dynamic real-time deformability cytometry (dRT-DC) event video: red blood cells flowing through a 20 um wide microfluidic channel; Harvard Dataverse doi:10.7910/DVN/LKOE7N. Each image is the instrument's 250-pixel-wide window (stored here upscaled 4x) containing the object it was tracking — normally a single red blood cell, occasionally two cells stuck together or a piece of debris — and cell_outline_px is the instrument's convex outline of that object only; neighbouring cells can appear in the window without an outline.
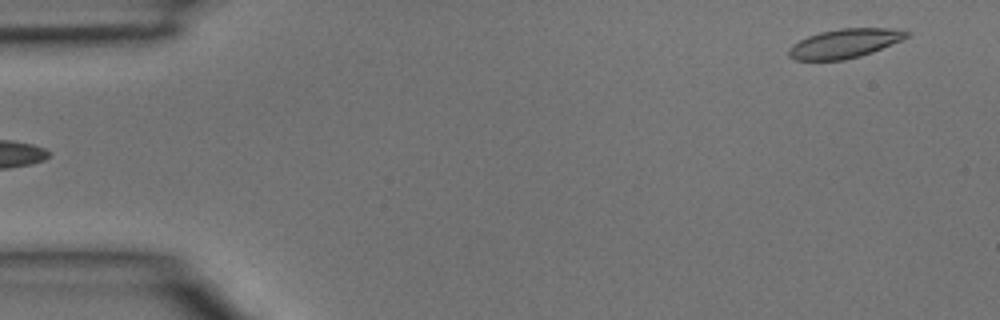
{"species": "common noctule bat (a hibernating species)", "species_latin": "Nyctalus noctula", "temperature_condition": "room temperature", "stored_images_in_passage": 5, "segment_of_instrument_passage": [2, 2], "camera_frame_rate_fps": 3000, "um_per_image_px": 0.085, "animal": {"sex": "male", "body_mass_g": 15.6}, "frame": {"image": 1, "passage_image": 5, "time_ms": 1.333, "image_size_px": [1000, 320], "cell_outline_px": [[912, 32], [908, 36], [900, 40], [872, 52], [860, 56], [844, 60], [792, 60], [788, 56], [788, 48], [792, 44], [808, 36], [820, 32], [840, 28], [904, 28]], "centroid_in_image_um": [71.8, 3.68], "position_along_channel_um": 13.2, "area_um2": 20.17}}